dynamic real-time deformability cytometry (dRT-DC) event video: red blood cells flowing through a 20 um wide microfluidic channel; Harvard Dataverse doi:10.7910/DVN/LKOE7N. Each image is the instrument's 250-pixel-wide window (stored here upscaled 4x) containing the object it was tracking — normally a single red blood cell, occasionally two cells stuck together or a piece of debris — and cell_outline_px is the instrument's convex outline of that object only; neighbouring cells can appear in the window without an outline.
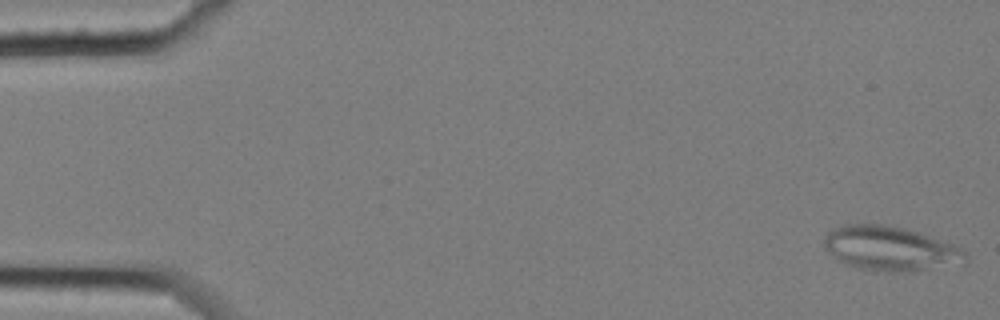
{"species": "common noctule bat (a hibernating species)", "species_latin": "Nyctalus noctula", "temperature_condition": "cold", "stored_images_in_passage": 4, "camera_frame_rate_fps": 3000, "um_per_image_px": 0.085, "animal": {"sex": "female", "body_mass_g": 25.1}, "frame": {"image": 1, "passage_image": 1, "time_ms": 0.0, "image_size_px": [1000, 320], "cell_outline_px": [[968, 256], [964, 264], [900, 272], [876, 272], [844, 264], [832, 256], [824, 248], [824, 236], [836, 228], [848, 224], [880, 224], [904, 228], [952, 244], [964, 252]], "centroid_in_image_um": [75.64, 21.15], "position_along_channel_um": 9.4, "area_um2": 36.3}}